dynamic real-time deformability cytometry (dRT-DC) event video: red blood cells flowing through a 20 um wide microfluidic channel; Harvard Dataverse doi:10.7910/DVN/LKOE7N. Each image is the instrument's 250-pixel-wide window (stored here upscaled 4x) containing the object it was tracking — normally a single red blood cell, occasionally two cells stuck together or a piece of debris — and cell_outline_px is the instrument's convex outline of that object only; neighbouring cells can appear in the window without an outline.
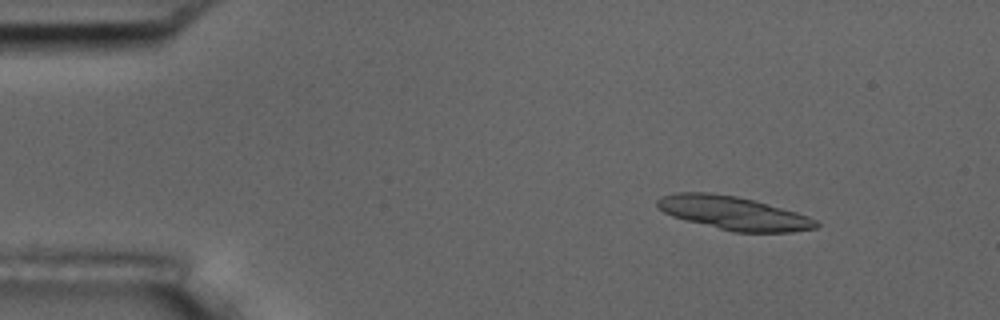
{"species": "common noctule bat (a hibernating species)", "species_latin": "Nyctalus noctula", "temperature_condition": "room temperature", "stored_images_in_passage": 5, "segment_of_instrument_passage": [1, 2], "camera_frame_rate_fps": 3000, "um_per_image_px": 0.085, "animal": {"sex": "male", "body_mass_g": 17.5, "forearm_length_mm": 52.3}, "frame": {"image": 1, "passage_image": 2, "time_ms": 1.0, "image_size_px": [1000, 320], "cell_outline_px": [[820, 224], [816, 228], [792, 232], [732, 232], [672, 216], [656, 208], [656, 200], [660, 196], [676, 192], [708, 192], [736, 196], [756, 200], [796, 212], [808, 216], [816, 220]], "centroid_in_image_um": [62.33, 18.1], "position_along_channel_um": 22.7, "area_um2": 31.1}}